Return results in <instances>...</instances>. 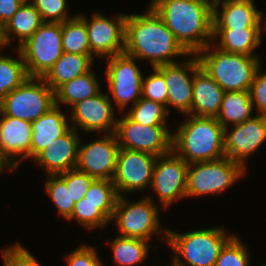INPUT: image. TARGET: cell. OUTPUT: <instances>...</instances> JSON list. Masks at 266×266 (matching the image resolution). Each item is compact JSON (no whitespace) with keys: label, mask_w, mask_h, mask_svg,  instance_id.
Masks as SVG:
<instances>
[{"label":"cell","mask_w":266,"mask_h":266,"mask_svg":"<svg viewBox=\"0 0 266 266\" xmlns=\"http://www.w3.org/2000/svg\"><path fill=\"white\" fill-rule=\"evenodd\" d=\"M147 8L144 14H127L124 53L140 62L148 60L152 68L179 62L175 57L190 56L154 9Z\"/></svg>","instance_id":"cell-1"},{"label":"cell","mask_w":266,"mask_h":266,"mask_svg":"<svg viewBox=\"0 0 266 266\" xmlns=\"http://www.w3.org/2000/svg\"><path fill=\"white\" fill-rule=\"evenodd\" d=\"M152 1V2H151ZM177 42L188 54H197L213 39V8L202 0H151Z\"/></svg>","instance_id":"cell-2"},{"label":"cell","mask_w":266,"mask_h":266,"mask_svg":"<svg viewBox=\"0 0 266 266\" xmlns=\"http://www.w3.org/2000/svg\"><path fill=\"white\" fill-rule=\"evenodd\" d=\"M185 116L188 117L173 133L172 150L187 164L224 157V127L217 119Z\"/></svg>","instance_id":"cell-3"},{"label":"cell","mask_w":266,"mask_h":266,"mask_svg":"<svg viewBox=\"0 0 266 266\" xmlns=\"http://www.w3.org/2000/svg\"><path fill=\"white\" fill-rule=\"evenodd\" d=\"M196 56L201 69L224 91H249L256 70L261 66L259 56L228 53L218 49L213 43Z\"/></svg>","instance_id":"cell-4"},{"label":"cell","mask_w":266,"mask_h":266,"mask_svg":"<svg viewBox=\"0 0 266 266\" xmlns=\"http://www.w3.org/2000/svg\"><path fill=\"white\" fill-rule=\"evenodd\" d=\"M232 236L225 227H210L186 233L168 229L166 245L173 249L170 266H215L222 247Z\"/></svg>","instance_id":"cell-5"},{"label":"cell","mask_w":266,"mask_h":266,"mask_svg":"<svg viewBox=\"0 0 266 266\" xmlns=\"http://www.w3.org/2000/svg\"><path fill=\"white\" fill-rule=\"evenodd\" d=\"M159 208L151 196H145L133 202L126 199L124 195L118 196L111 221H115L120 232L119 236L150 242L153 234H162L164 238L161 237V239L166 244L168 229L161 227Z\"/></svg>","instance_id":"cell-6"},{"label":"cell","mask_w":266,"mask_h":266,"mask_svg":"<svg viewBox=\"0 0 266 266\" xmlns=\"http://www.w3.org/2000/svg\"><path fill=\"white\" fill-rule=\"evenodd\" d=\"M246 171L226 156L217 160L190 163L187 168V197L220 195L241 180Z\"/></svg>","instance_id":"cell-7"},{"label":"cell","mask_w":266,"mask_h":266,"mask_svg":"<svg viewBox=\"0 0 266 266\" xmlns=\"http://www.w3.org/2000/svg\"><path fill=\"white\" fill-rule=\"evenodd\" d=\"M55 106V92L42 77H29L0 102V115L33 122Z\"/></svg>","instance_id":"cell-8"},{"label":"cell","mask_w":266,"mask_h":266,"mask_svg":"<svg viewBox=\"0 0 266 266\" xmlns=\"http://www.w3.org/2000/svg\"><path fill=\"white\" fill-rule=\"evenodd\" d=\"M29 77H43L62 56V23L44 22L17 48Z\"/></svg>","instance_id":"cell-9"},{"label":"cell","mask_w":266,"mask_h":266,"mask_svg":"<svg viewBox=\"0 0 266 266\" xmlns=\"http://www.w3.org/2000/svg\"><path fill=\"white\" fill-rule=\"evenodd\" d=\"M106 59L108 63L104 73L109 86L107 93L122 113L129 103L134 105L141 98L142 71L136 64L137 59L125 53Z\"/></svg>","instance_id":"cell-10"},{"label":"cell","mask_w":266,"mask_h":266,"mask_svg":"<svg viewBox=\"0 0 266 266\" xmlns=\"http://www.w3.org/2000/svg\"><path fill=\"white\" fill-rule=\"evenodd\" d=\"M115 135L120 148L146 152L156 157L172 151L169 126H144L127 114L117 118Z\"/></svg>","instance_id":"cell-11"},{"label":"cell","mask_w":266,"mask_h":266,"mask_svg":"<svg viewBox=\"0 0 266 266\" xmlns=\"http://www.w3.org/2000/svg\"><path fill=\"white\" fill-rule=\"evenodd\" d=\"M77 15L86 24L91 56L94 59L109 58L124 53L127 14L120 13L109 19L97 11L93 13L91 20H88L84 14Z\"/></svg>","instance_id":"cell-12"},{"label":"cell","mask_w":266,"mask_h":266,"mask_svg":"<svg viewBox=\"0 0 266 266\" xmlns=\"http://www.w3.org/2000/svg\"><path fill=\"white\" fill-rule=\"evenodd\" d=\"M188 165L173 150L157 157L149 189L157 194L163 210L169 208L172 203L187 198Z\"/></svg>","instance_id":"cell-13"},{"label":"cell","mask_w":266,"mask_h":266,"mask_svg":"<svg viewBox=\"0 0 266 266\" xmlns=\"http://www.w3.org/2000/svg\"><path fill=\"white\" fill-rule=\"evenodd\" d=\"M156 160L152 154L120 148L112 179L118 196L149 188Z\"/></svg>","instance_id":"cell-14"},{"label":"cell","mask_w":266,"mask_h":266,"mask_svg":"<svg viewBox=\"0 0 266 266\" xmlns=\"http://www.w3.org/2000/svg\"><path fill=\"white\" fill-rule=\"evenodd\" d=\"M119 149L115 133L103 134L101 138L84 145L79 142L76 169L94 179L112 181Z\"/></svg>","instance_id":"cell-15"},{"label":"cell","mask_w":266,"mask_h":266,"mask_svg":"<svg viewBox=\"0 0 266 266\" xmlns=\"http://www.w3.org/2000/svg\"><path fill=\"white\" fill-rule=\"evenodd\" d=\"M110 101L108 93L99 92L72 105L70 125L74 129H81L89 133L102 132L103 134L115 133L117 116L115 107Z\"/></svg>","instance_id":"cell-16"},{"label":"cell","mask_w":266,"mask_h":266,"mask_svg":"<svg viewBox=\"0 0 266 266\" xmlns=\"http://www.w3.org/2000/svg\"><path fill=\"white\" fill-rule=\"evenodd\" d=\"M224 128V152L247 170L246 159L266 140V115L257 114L243 123Z\"/></svg>","instance_id":"cell-17"},{"label":"cell","mask_w":266,"mask_h":266,"mask_svg":"<svg viewBox=\"0 0 266 266\" xmlns=\"http://www.w3.org/2000/svg\"><path fill=\"white\" fill-rule=\"evenodd\" d=\"M184 61L156 67L163 75L168 87V112L173 106L179 113L191 115L193 100V77L201 68L196 54Z\"/></svg>","instance_id":"cell-18"},{"label":"cell","mask_w":266,"mask_h":266,"mask_svg":"<svg viewBox=\"0 0 266 266\" xmlns=\"http://www.w3.org/2000/svg\"><path fill=\"white\" fill-rule=\"evenodd\" d=\"M31 137V122L2 115L0 118V155L14 171L19 168L22 160L31 159ZM18 156L20 159L15 160Z\"/></svg>","instance_id":"cell-19"},{"label":"cell","mask_w":266,"mask_h":266,"mask_svg":"<svg viewBox=\"0 0 266 266\" xmlns=\"http://www.w3.org/2000/svg\"><path fill=\"white\" fill-rule=\"evenodd\" d=\"M80 141L78 131L71 127L63 136L42 150L32 161L39 164L46 175H58L76 169Z\"/></svg>","instance_id":"cell-20"},{"label":"cell","mask_w":266,"mask_h":266,"mask_svg":"<svg viewBox=\"0 0 266 266\" xmlns=\"http://www.w3.org/2000/svg\"><path fill=\"white\" fill-rule=\"evenodd\" d=\"M255 5L254 0H227L217 4L213 8V30L238 28H265L266 30V20H263L266 17L263 18L264 15ZM219 6L221 11L218 9Z\"/></svg>","instance_id":"cell-21"},{"label":"cell","mask_w":266,"mask_h":266,"mask_svg":"<svg viewBox=\"0 0 266 266\" xmlns=\"http://www.w3.org/2000/svg\"><path fill=\"white\" fill-rule=\"evenodd\" d=\"M68 119L69 117L61 111V106L55 105L31 122V160L71 128Z\"/></svg>","instance_id":"cell-22"},{"label":"cell","mask_w":266,"mask_h":266,"mask_svg":"<svg viewBox=\"0 0 266 266\" xmlns=\"http://www.w3.org/2000/svg\"><path fill=\"white\" fill-rule=\"evenodd\" d=\"M224 90L201 68L193 77L191 115L215 117L219 114Z\"/></svg>","instance_id":"cell-23"},{"label":"cell","mask_w":266,"mask_h":266,"mask_svg":"<svg viewBox=\"0 0 266 266\" xmlns=\"http://www.w3.org/2000/svg\"><path fill=\"white\" fill-rule=\"evenodd\" d=\"M264 32V28L213 30L212 43L216 42L213 44L215 47L228 53L259 56L254 51L261 44Z\"/></svg>","instance_id":"cell-24"},{"label":"cell","mask_w":266,"mask_h":266,"mask_svg":"<svg viewBox=\"0 0 266 266\" xmlns=\"http://www.w3.org/2000/svg\"><path fill=\"white\" fill-rule=\"evenodd\" d=\"M94 62L91 55L63 52L42 79L55 92L64 83L91 71Z\"/></svg>","instance_id":"cell-25"},{"label":"cell","mask_w":266,"mask_h":266,"mask_svg":"<svg viewBox=\"0 0 266 266\" xmlns=\"http://www.w3.org/2000/svg\"><path fill=\"white\" fill-rule=\"evenodd\" d=\"M40 13L28 1L19 7L12 18L1 28L3 43L6 46L11 43V35L13 40L17 37V48L28 40L43 24Z\"/></svg>","instance_id":"cell-26"},{"label":"cell","mask_w":266,"mask_h":266,"mask_svg":"<svg viewBox=\"0 0 266 266\" xmlns=\"http://www.w3.org/2000/svg\"><path fill=\"white\" fill-rule=\"evenodd\" d=\"M253 110L249 91H225L216 119L224 128H229L230 124L232 126L251 119Z\"/></svg>","instance_id":"cell-27"},{"label":"cell","mask_w":266,"mask_h":266,"mask_svg":"<svg viewBox=\"0 0 266 266\" xmlns=\"http://www.w3.org/2000/svg\"><path fill=\"white\" fill-rule=\"evenodd\" d=\"M93 69L83 75L64 83L55 91V105H74L77 102L93 97L101 90L98 77Z\"/></svg>","instance_id":"cell-28"},{"label":"cell","mask_w":266,"mask_h":266,"mask_svg":"<svg viewBox=\"0 0 266 266\" xmlns=\"http://www.w3.org/2000/svg\"><path fill=\"white\" fill-rule=\"evenodd\" d=\"M149 241L116 236L111 240V251L113 252V262L117 266H135L144 262L149 254Z\"/></svg>","instance_id":"cell-29"},{"label":"cell","mask_w":266,"mask_h":266,"mask_svg":"<svg viewBox=\"0 0 266 266\" xmlns=\"http://www.w3.org/2000/svg\"><path fill=\"white\" fill-rule=\"evenodd\" d=\"M16 50L19 58L0 54V102L29 78L24 60L19 50Z\"/></svg>","instance_id":"cell-30"},{"label":"cell","mask_w":266,"mask_h":266,"mask_svg":"<svg viewBox=\"0 0 266 266\" xmlns=\"http://www.w3.org/2000/svg\"><path fill=\"white\" fill-rule=\"evenodd\" d=\"M62 47L67 53L91 55L86 24L78 15L62 23Z\"/></svg>","instance_id":"cell-31"},{"label":"cell","mask_w":266,"mask_h":266,"mask_svg":"<svg viewBox=\"0 0 266 266\" xmlns=\"http://www.w3.org/2000/svg\"><path fill=\"white\" fill-rule=\"evenodd\" d=\"M133 121L144 126H167V107L141 97L132 108L125 112Z\"/></svg>","instance_id":"cell-32"},{"label":"cell","mask_w":266,"mask_h":266,"mask_svg":"<svg viewBox=\"0 0 266 266\" xmlns=\"http://www.w3.org/2000/svg\"><path fill=\"white\" fill-rule=\"evenodd\" d=\"M86 201L98 205V209L111 221L118 194L115 185L108 179H95L84 195Z\"/></svg>","instance_id":"cell-33"},{"label":"cell","mask_w":266,"mask_h":266,"mask_svg":"<svg viewBox=\"0 0 266 266\" xmlns=\"http://www.w3.org/2000/svg\"><path fill=\"white\" fill-rule=\"evenodd\" d=\"M45 191L54 202L58 213L67 220L74 209L75 202L72 200L70 186L59 175H46Z\"/></svg>","instance_id":"cell-34"},{"label":"cell","mask_w":266,"mask_h":266,"mask_svg":"<svg viewBox=\"0 0 266 266\" xmlns=\"http://www.w3.org/2000/svg\"><path fill=\"white\" fill-rule=\"evenodd\" d=\"M77 221L85 229L104 228L111 221L98 209V205L86 201L83 197L74 205L73 212L67 221Z\"/></svg>","instance_id":"cell-35"},{"label":"cell","mask_w":266,"mask_h":266,"mask_svg":"<svg viewBox=\"0 0 266 266\" xmlns=\"http://www.w3.org/2000/svg\"><path fill=\"white\" fill-rule=\"evenodd\" d=\"M249 253L247 245L235 234L222 247L215 266H250Z\"/></svg>","instance_id":"cell-36"},{"label":"cell","mask_w":266,"mask_h":266,"mask_svg":"<svg viewBox=\"0 0 266 266\" xmlns=\"http://www.w3.org/2000/svg\"><path fill=\"white\" fill-rule=\"evenodd\" d=\"M152 69L153 73L142 79L141 97L161 103L168 110V87L164 75L157 68Z\"/></svg>","instance_id":"cell-37"},{"label":"cell","mask_w":266,"mask_h":266,"mask_svg":"<svg viewBox=\"0 0 266 266\" xmlns=\"http://www.w3.org/2000/svg\"><path fill=\"white\" fill-rule=\"evenodd\" d=\"M40 13L43 22L63 23L77 14L68 15L67 0H28Z\"/></svg>","instance_id":"cell-38"},{"label":"cell","mask_w":266,"mask_h":266,"mask_svg":"<svg viewBox=\"0 0 266 266\" xmlns=\"http://www.w3.org/2000/svg\"><path fill=\"white\" fill-rule=\"evenodd\" d=\"M58 175L66 182V186H70L72 200L75 203L84 197L90 185L95 180L88 174L80 172L77 169L69 170Z\"/></svg>","instance_id":"cell-39"},{"label":"cell","mask_w":266,"mask_h":266,"mask_svg":"<svg viewBox=\"0 0 266 266\" xmlns=\"http://www.w3.org/2000/svg\"><path fill=\"white\" fill-rule=\"evenodd\" d=\"M3 266H41L36 258L21 243L2 248Z\"/></svg>","instance_id":"cell-40"},{"label":"cell","mask_w":266,"mask_h":266,"mask_svg":"<svg viewBox=\"0 0 266 266\" xmlns=\"http://www.w3.org/2000/svg\"><path fill=\"white\" fill-rule=\"evenodd\" d=\"M95 247L80 245L66 256L67 266H104Z\"/></svg>","instance_id":"cell-41"},{"label":"cell","mask_w":266,"mask_h":266,"mask_svg":"<svg viewBox=\"0 0 266 266\" xmlns=\"http://www.w3.org/2000/svg\"><path fill=\"white\" fill-rule=\"evenodd\" d=\"M261 66L256 70L249 88L250 100L257 114L266 115V72L261 73Z\"/></svg>","instance_id":"cell-42"},{"label":"cell","mask_w":266,"mask_h":266,"mask_svg":"<svg viewBox=\"0 0 266 266\" xmlns=\"http://www.w3.org/2000/svg\"><path fill=\"white\" fill-rule=\"evenodd\" d=\"M25 0H0V27L2 28L16 13Z\"/></svg>","instance_id":"cell-43"},{"label":"cell","mask_w":266,"mask_h":266,"mask_svg":"<svg viewBox=\"0 0 266 266\" xmlns=\"http://www.w3.org/2000/svg\"><path fill=\"white\" fill-rule=\"evenodd\" d=\"M8 169H9V171L10 170H13L12 168H11V166L1 157V155H0V175L3 173V172H5L6 170L8 171ZM5 170V171H4Z\"/></svg>","instance_id":"cell-44"},{"label":"cell","mask_w":266,"mask_h":266,"mask_svg":"<svg viewBox=\"0 0 266 266\" xmlns=\"http://www.w3.org/2000/svg\"><path fill=\"white\" fill-rule=\"evenodd\" d=\"M207 2L212 8H214L217 4L226 2L227 0H202Z\"/></svg>","instance_id":"cell-45"},{"label":"cell","mask_w":266,"mask_h":266,"mask_svg":"<svg viewBox=\"0 0 266 266\" xmlns=\"http://www.w3.org/2000/svg\"><path fill=\"white\" fill-rule=\"evenodd\" d=\"M3 47H5L4 43H3V39H2V31H1V27H0V48L3 50ZM0 49V50H1Z\"/></svg>","instance_id":"cell-46"}]
</instances>
